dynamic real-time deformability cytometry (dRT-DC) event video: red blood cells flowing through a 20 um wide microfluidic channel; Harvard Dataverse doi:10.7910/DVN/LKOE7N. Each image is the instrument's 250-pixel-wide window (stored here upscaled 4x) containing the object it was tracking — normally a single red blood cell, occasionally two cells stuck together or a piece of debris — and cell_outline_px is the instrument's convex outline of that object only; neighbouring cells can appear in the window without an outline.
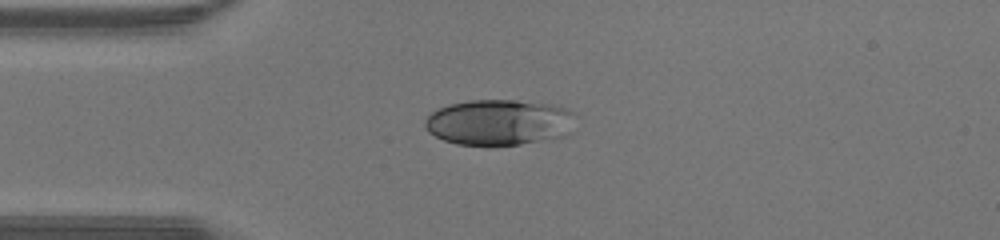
{"species": "human", "species_latin": "Homo sapiens", "temperature_condition": "warm", "stored_images_in_passage": 35, "camera_frame_rate_fps": 3000, "um_per_image_px": 0.085, "donor": {"sex": "male"}, "frame": {"image": 1, "passage_image": 1, "time_ms": 0.0, "image_size_px": [1000, 240], "cell_outline_px": [[576, 116], [568, 132], [564, 136], [520, 144], [492, 148], [488, 148], [456, 144], [444, 140], [428, 132], [424, 124], [424, 120], [432, 112], [448, 104], [468, 100], [516, 100], [548, 104], [564, 108], [572, 112]], "centroid_in_image_um": [42.37, 10.43], "position_along_channel_um": 42.6, "area_um2": 40.75}}
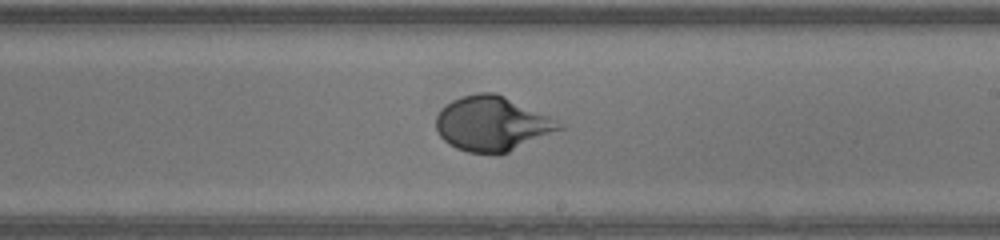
{"frame": {"image": 2, "passage_image": 16, "time_ms": 5.0, "image_size_px": [1000, 240], "cell_outline_px": [[564, 128], [508, 152], [496, 156], [468, 152], [456, 148], [448, 144], [440, 136], [436, 128], [436, 116], [440, 108], [452, 100], [460, 96], [480, 92], [496, 92], [548, 116], [564, 124]], "centroid_in_image_um": [41.79, 10.53], "position_along_channel_um": 247.2, "area_um2": 39.42}}
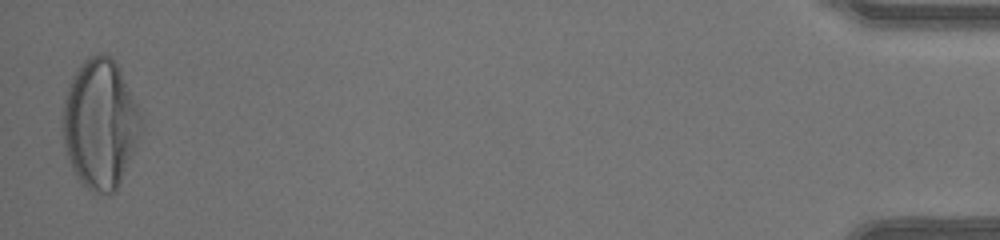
{"frame": {"image": 3, "passage_image": 35, "time_ms": 11.333, "image_size_px": [1000, 240], "cell_outline_px": [[140, 124], [136, 140], [132, 152], [120, 184], [116, 192], [96, 192], [80, 184], [68, 160], [64, 144], [60, 120], [64, 100], [72, 76], [80, 64], [88, 56], [100, 52], [104, 52], [116, 64], [140, 112]], "centroid_in_image_um": [8.44, 10.53], "position_along_channel_um": 426.8, "area_um2": 58.38}, "authors_computed_cell_mechanics": {"area_um2": 39.9398, "velocity_mm_per_s": 4.4211, "shape_relaxation_time_tau1_ms": 3.1794, "shape_relaxation_time_tau2_ms": null, "deformation_change_tau1": 0.225, "deformation_change_tau2": null}}